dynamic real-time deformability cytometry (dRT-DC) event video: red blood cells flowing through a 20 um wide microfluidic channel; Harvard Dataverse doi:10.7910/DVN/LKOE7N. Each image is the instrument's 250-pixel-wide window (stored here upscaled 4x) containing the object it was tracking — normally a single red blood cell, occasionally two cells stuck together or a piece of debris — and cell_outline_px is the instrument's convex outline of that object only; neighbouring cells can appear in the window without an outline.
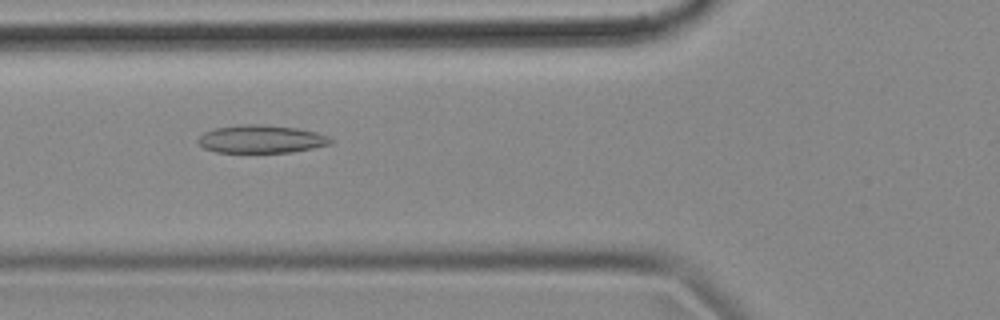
{"species": "common noctule bat (a hibernating species)", "species_latin": "Nyctalus noctula", "temperature_condition": "cold", "stored_images_in_passage": 37, "camera_frame_rate_fps": 3000, "um_per_image_px": 0.085, "animal": {"sex": "female", "body_mass_g": 18.4}, "frame": {"image": 1, "passage_image": 4, "time_ms": 1.0, "image_size_px": [1000, 320], "cell_outline_px": [[332, 144], [292, 152], [216, 152], [204, 148], [196, 140], [204, 132], [216, 128], [240, 124], [264, 124], [296, 128], [316, 132], [328, 136], [332, 140]], "centroid_in_image_um": [22.2, 11.81], "position_along_channel_um": 103.6, "area_um2": 21.56}}
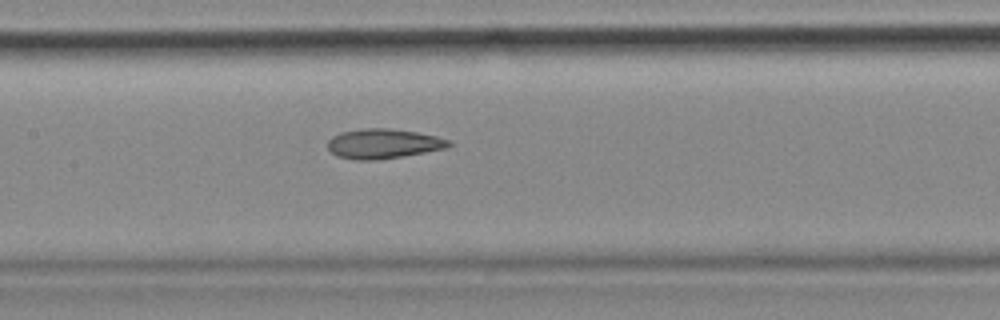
{"frame": {"image": 2, "passage_image": 10, "time_ms": 3.0, "image_size_px": [1000, 320], "cell_outline_px": [[452, 144], [448, 148], [404, 156], [376, 160], [352, 160], [336, 156], [328, 148], [328, 140], [332, 136], [340, 132], [364, 128], [388, 128], [416, 132], [436, 136], [452, 140]], "centroid_in_image_um": [32.59, 12.22], "position_along_channel_um": 174.8, "area_um2": 21.21}}
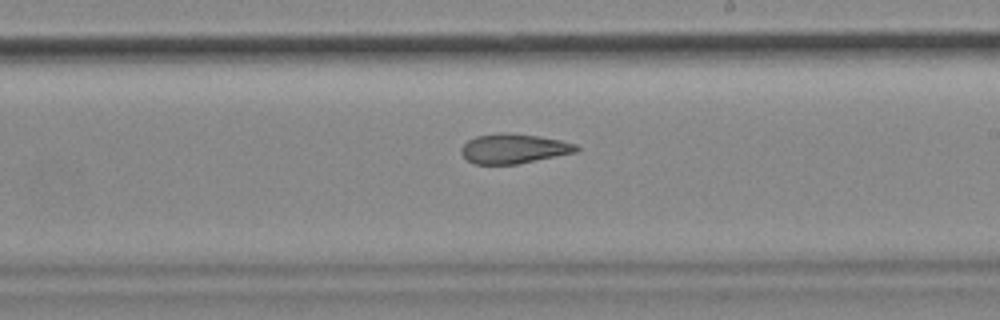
{"frame": {"image": 3, "passage_image": 16, "time_ms": 5.0, "image_size_px": [1000, 320], "cell_outline_px": [[580, 148], [576, 152], [516, 164], [476, 164], [468, 160], [460, 152], [460, 148], [468, 140], [476, 136], [504, 132], [540, 136], [560, 140], [576, 144]], "centroid_in_image_um": [43.66, 12.62], "position_along_channel_um": 245.3, "area_um2": 19.77}, "authors_computed_cell_mechanics": {"area_um2": 20.23, "velocity_mm_per_s": 3.5547, "shape_relaxation_time_tau1_ms": null, "shape_relaxation_time_tau2_ms": 2.7761, "deformation_change_tau1": null, "deformation_change_tau2": 0.0973}}